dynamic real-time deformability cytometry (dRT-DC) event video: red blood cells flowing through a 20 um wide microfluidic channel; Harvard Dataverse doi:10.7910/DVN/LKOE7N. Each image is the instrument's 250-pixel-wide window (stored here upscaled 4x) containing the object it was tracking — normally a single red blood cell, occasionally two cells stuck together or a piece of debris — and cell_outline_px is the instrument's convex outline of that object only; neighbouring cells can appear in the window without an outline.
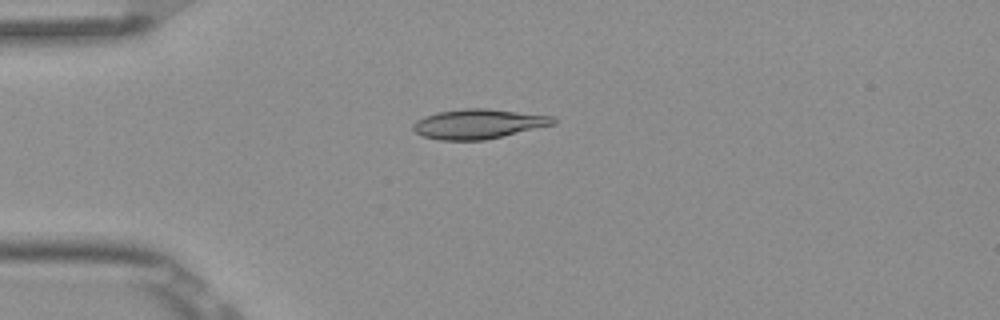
{"species": "Egyptian fruit bat (a non-hibernating species)", "species_latin": "Rousettus aegyptiacus", "temperature_condition": "room temperature", "stored_images_in_passage": 4, "camera_frame_rate_fps": 3000, "um_per_image_px": 0.085, "frame": {"image": 1, "passage_image": 1, "time_ms": 0.0, "image_size_px": [1000, 320], "cell_outline_px": [[556, 124], [484, 140], [440, 140], [424, 136], [416, 132], [412, 128], [412, 124], [416, 120], [424, 116], [436, 112], [464, 108], [488, 108], [552, 116], [556, 120]], "centroid_in_image_um": [40.64, 10.52], "position_along_channel_um": 44.4, "area_um2": 24.22}}
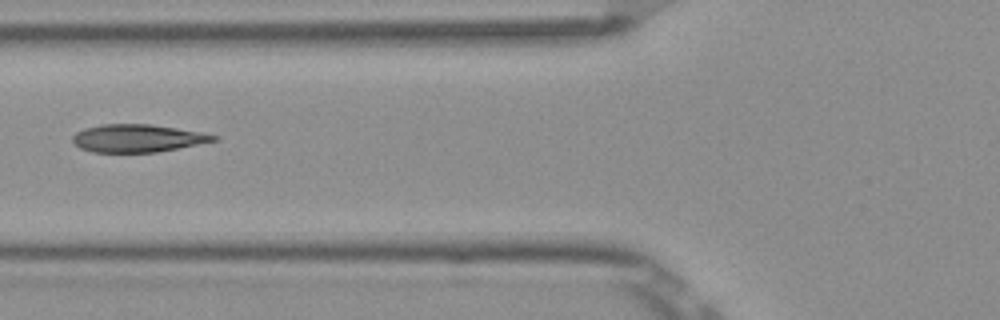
{"frame": {"image": 2, "passage_image": 3, "time_ms": 0.667, "image_size_px": [1000, 320], "cell_outline_px": [[220, 140], [156, 152], [92, 152], [80, 148], [72, 140], [72, 136], [76, 132], [84, 128], [100, 124], [148, 124], [176, 128], [200, 132], [220, 136]], "centroid_in_image_um": [11.69, 11.75], "position_along_channel_um": 114.1, "area_um2": 22.77}}
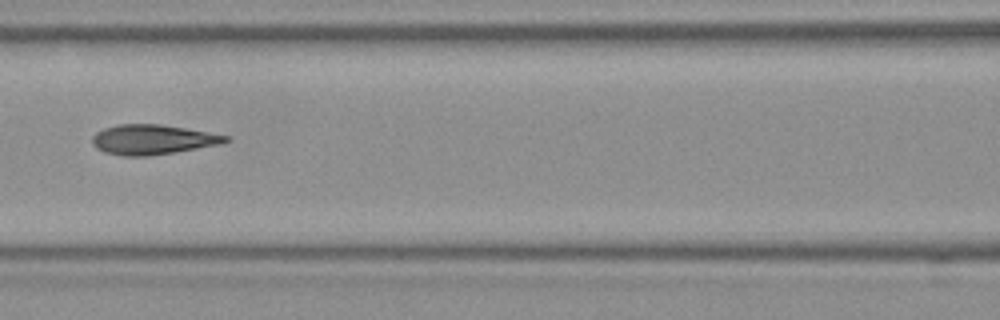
{"frame": {"image": 3, "passage_image": 4, "time_ms": 1.0, "image_size_px": [1000, 320], "cell_outline_px": [[232, 140], [220, 144], [148, 156], [120, 156], [104, 152], [96, 148], [92, 144], [92, 136], [96, 132], [104, 128], [120, 124], [160, 124], [232, 136]], "centroid_in_image_um": [12.96, 11.86], "position_along_channel_um": 153.6, "area_um2": 23.18}}